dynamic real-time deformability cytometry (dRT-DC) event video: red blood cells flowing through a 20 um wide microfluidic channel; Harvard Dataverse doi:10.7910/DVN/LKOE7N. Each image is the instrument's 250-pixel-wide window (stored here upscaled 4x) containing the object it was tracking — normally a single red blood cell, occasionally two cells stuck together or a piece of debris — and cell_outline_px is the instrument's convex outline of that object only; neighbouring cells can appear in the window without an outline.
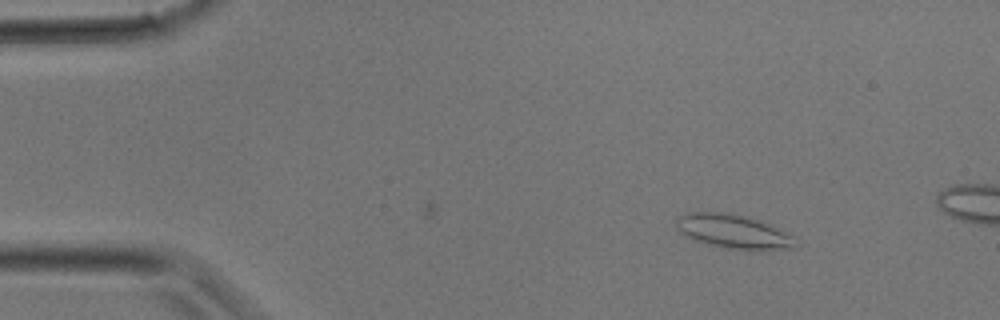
{"species": "common noctule bat (a hibernating species)", "species_latin": "Nyctalus noctula", "temperature_condition": "room temperature", "stored_images_in_passage": 6, "camera_frame_rate_fps": 3000, "um_per_image_px": 0.085, "animal": {"sex": "male", "body_mass_g": 17.9}, "frame": {"image": 1, "passage_image": 2, "time_ms": 0.333, "image_size_px": [1000, 320], "cell_outline_px": [[796, 248], [728, 248], [708, 244], [696, 240], [680, 232], [676, 228], [676, 220], [680, 216], [688, 212], [720, 212], [748, 216], [772, 224], [792, 236]], "centroid_in_image_um": [62.29, 19.63], "position_along_channel_um": 22.7, "area_um2": 22.95}}